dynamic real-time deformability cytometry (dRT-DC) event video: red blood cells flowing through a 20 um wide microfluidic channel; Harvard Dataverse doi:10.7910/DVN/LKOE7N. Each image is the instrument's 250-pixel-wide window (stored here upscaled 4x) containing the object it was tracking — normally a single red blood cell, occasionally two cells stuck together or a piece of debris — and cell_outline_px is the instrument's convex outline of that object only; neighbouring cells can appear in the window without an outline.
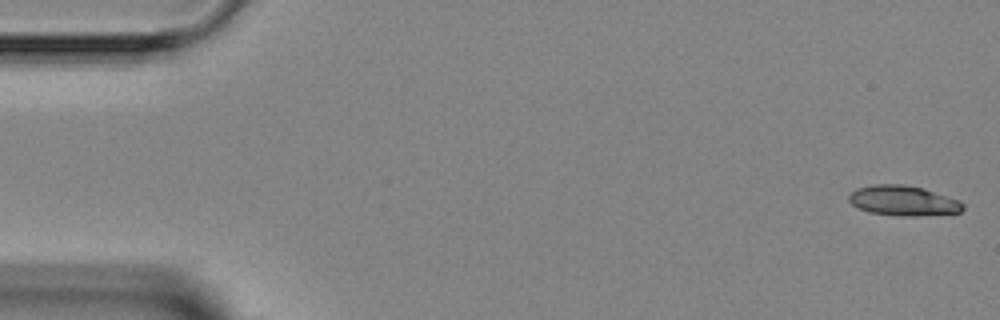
{"species": "Egyptian fruit bat (a non-hibernating species)", "species_latin": "Rousettus aegyptiacus", "temperature_condition": "room temperature", "stored_images_in_passage": 2, "camera_frame_rate_fps": 3000, "um_per_image_px": 0.085, "animal": {"sex": "female"}, "frame": {"image": 1, "passage_image": 2, "time_ms": 1.333, "image_size_px": [1000, 320], "cell_outline_px": [[964, 208], [960, 212], [916, 216], [900, 216], [868, 212], [852, 204], [848, 200], [848, 196], [856, 188], [872, 184], [904, 184], [924, 188], [956, 200], [964, 204]], "centroid_in_image_um": [76.73, 17.05], "position_along_channel_um": 8.3, "area_um2": 19.88}}